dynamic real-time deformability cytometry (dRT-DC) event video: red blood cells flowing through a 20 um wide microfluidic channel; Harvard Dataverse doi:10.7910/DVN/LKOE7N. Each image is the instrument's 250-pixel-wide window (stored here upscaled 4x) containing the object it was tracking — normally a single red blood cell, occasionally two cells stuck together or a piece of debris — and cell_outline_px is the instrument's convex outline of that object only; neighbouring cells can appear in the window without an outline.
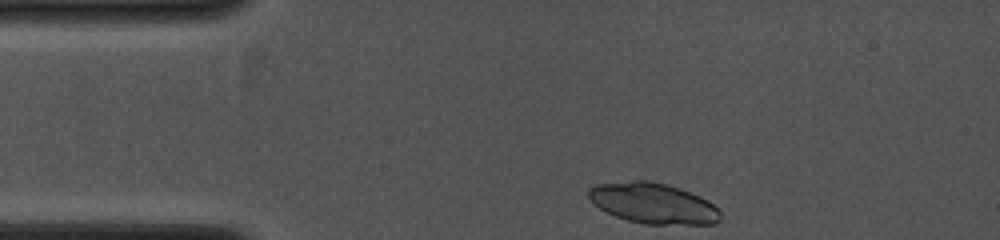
{"species": "common noctule bat (a hibernating species)", "species_latin": "Nyctalus noctula", "temperature_condition": "cold", "stored_images_in_passage": 6, "camera_frame_rate_fps": 4000, "um_per_image_px": 0.085, "animal": {"sex": "female", "body_mass_g": 19.0, "forearm_length_mm": 53.3}, "frame": {"image": 1, "passage_image": 1, "time_ms": 0.0, "image_size_px": [1000, 240], "cell_outline_px": [[720, 220], [712, 224], [644, 224], [628, 220], [616, 216], [600, 208], [588, 196], [588, 188], [596, 184], [632, 180], [648, 180], [668, 184], [700, 196], [708, 200], [720, 212]], "centroid_in_image_um": [55.52, 17.27], "position_along_channel_um": 29.5, "area_um2": 31.04}}